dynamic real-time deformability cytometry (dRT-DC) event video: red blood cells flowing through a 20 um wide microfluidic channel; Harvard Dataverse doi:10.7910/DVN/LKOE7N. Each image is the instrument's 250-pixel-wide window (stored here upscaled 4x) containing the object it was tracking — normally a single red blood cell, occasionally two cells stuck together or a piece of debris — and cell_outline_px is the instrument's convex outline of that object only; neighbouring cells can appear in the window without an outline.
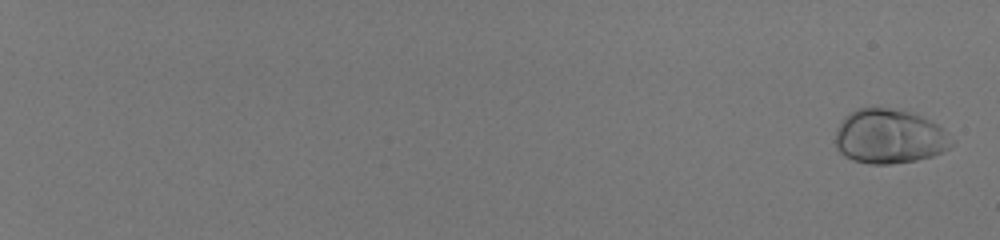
{"species": "human", "species_latin": "Homo sapiens", "temperature_condition": "room temperature", "stored_images_in_passage": 58, "camera_frame_rate_fps": 3000, "um_per_image_px": 0.085, "donor": {"sex": "male"}, "frame": {"image": 1, "passage_image": 2, "time_ms": 0.333, "image_size_px": [1000, 240], "cell_outline_px": [[952, 144], [948, 148], [932, 156], [916, 160], [888, 164], [868, 164], [852, 160], [844, 156], [836, 148], [836, 128], [844, 116], [856, 108], [908, 108], [936, 124], [944, 132]], "centroid_in_image_um": [75.53, 11.58], "position_along_channel_um": 9.5, "area_um2": 36.99}}
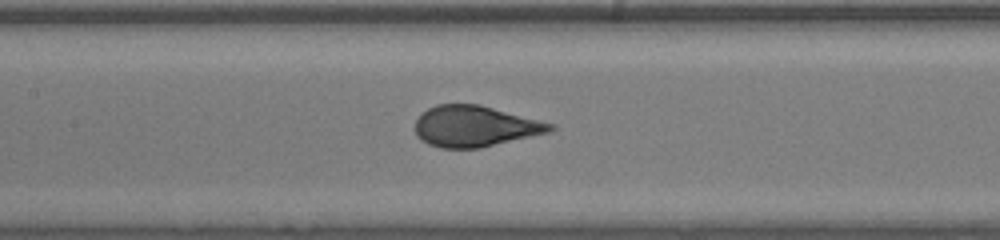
{"frame": {"image": 2, "passage_image": 35, "time_ms": 11.333, "image_size_px": [1000, 240], "cell_outline_px": [[556, 128], [552, 132], [480, 148], [440, 148], [428, 144], [420, 140], [416, 136], [416, 120], [428, 108], [436, 104], [480, 104], [556, 124]], "centroid_in_image_um": [40.42, 10.74], "position_along_channel_um": 167.0, "area_um2": 32.54}}
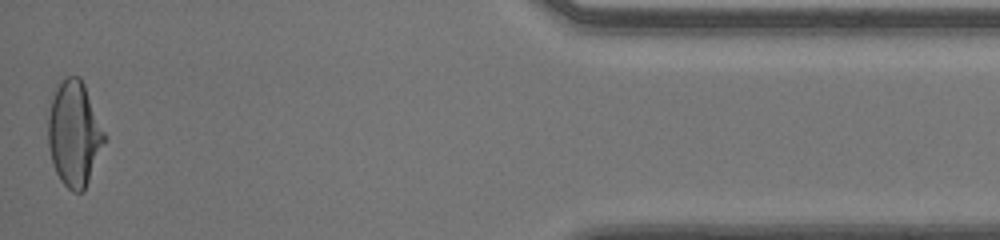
{"frame": {"image": 3, "passage_image": 58, "time_ms": 19.0, "image_size_px": [1000, 240], "cell_outline_px": [[108, 140], [84, 192], [72, 192], [60, 180], [52, 164], [48, 148], [48, 116], [52, 100], [56, 88], [60, 80], [68, 76], [80, 76], [84, 84], [108, 136]], "centroid_in_image_um": [6.35, 11.4], "position_along_channel_um": 428.9, "area_um2": 35.26}, "authors_computed_cell_mechanics": {"area_um2": 33.6107, "velocity_mm_per_s": 4.0756, "shape_relaxation_time_tau1_ms": 5.4773, "shape_relaxation_time_tau2_ms": null, "deformation_change_tau1": 0.2334, "deformation_change_tau2": null}}